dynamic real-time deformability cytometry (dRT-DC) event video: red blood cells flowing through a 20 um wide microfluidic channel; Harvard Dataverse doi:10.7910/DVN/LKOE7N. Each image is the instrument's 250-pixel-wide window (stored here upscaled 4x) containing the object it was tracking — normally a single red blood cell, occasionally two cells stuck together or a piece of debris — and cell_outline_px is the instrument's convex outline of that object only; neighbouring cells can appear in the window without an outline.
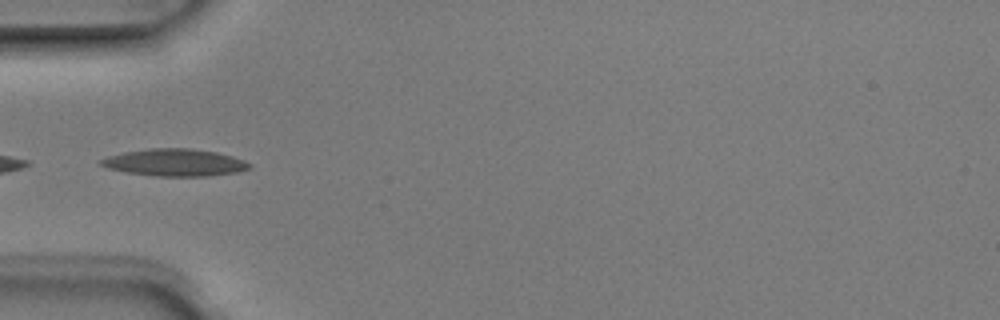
{"species": "Egyptian fruit bat (a non-hibernating species)", "species_latin": "Rousettus aegyptiacus", "temperature_condition": "room temperature", "stored_images_in_passage": 5, "camera_frame_rate_fps": 3000, "um_per_image_px": 0.085, "animal": {"sex": "male"}, "frame": {"image": 1, "passage_image": 4, "time_ms": 1.0, "image_size_px": [1000, 320], "cell_outline_px": [[252, 164], [248, 168], [236, 172], [208, 176], [156, 176], [124, 172], [108, 168], [100, 164], [100, 160], [108, 156], [124, 152], [148, 148], [192, 148], [216, 152], [232, 156], [244, 160]], "centroid_in_image_um": [14.84, 13.81], "position_along_channel_um": 70.2, "area_um2": 23.47}}
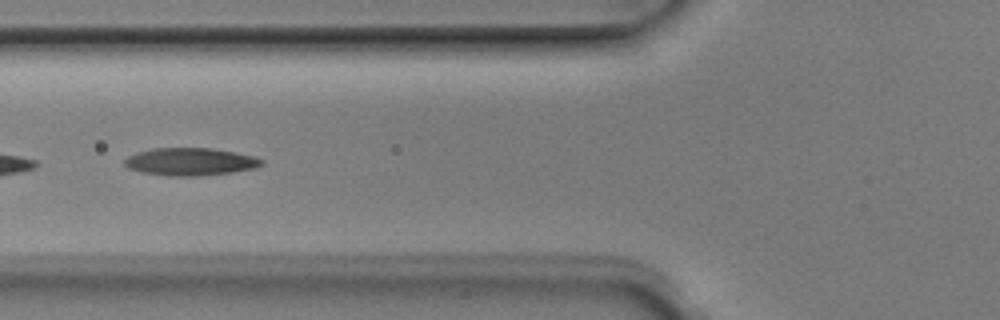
{"frame": {"image": 2, "passage_image": 5, "time_ms": 1.333, "image_size_px": [1000, 320], "cell_outline_px": [[264, 164], [252, 168], [232, 172], [196, 176], [168, 176], [140, 172], [128, 168], [124, 164], [124, 160], [128, 156], [136, 152], [152, 148], [212, 148], [236, 152], [252, 156], [264, 160]], "centroid_in_image_um": [16.14, 13.74], "position_along_channel_um": 109.7, "area_um2": 22.08}}